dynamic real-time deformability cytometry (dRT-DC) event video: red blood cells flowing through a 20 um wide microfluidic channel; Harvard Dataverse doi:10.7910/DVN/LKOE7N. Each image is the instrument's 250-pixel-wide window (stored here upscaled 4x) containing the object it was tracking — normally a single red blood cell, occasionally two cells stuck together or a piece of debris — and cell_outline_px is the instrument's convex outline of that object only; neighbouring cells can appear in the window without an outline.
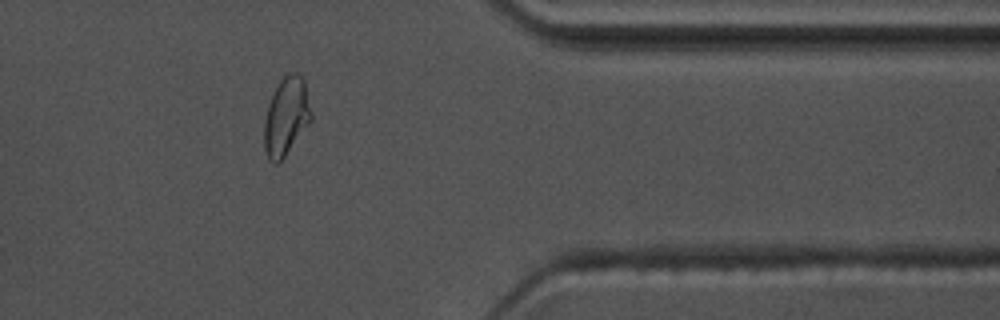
{"species": "common noctule bat (a hibernating species)", "species_latin": "Nyctalus noctula", "temperature_condition": "warm", "stored_images_in_passage": 37, "camera_frame_rate_fps": 3000, "um_per_image_px": 0.085, "animal": {"sex": "male", "body_mass_g": 17.5, "forearm_length_mm": 52.3}, "frame": {"image": 1, "passage_image": 32, "time_ms": 10.333, "image_size_px": [1000, 320], "cell_outline_px": [[312, 120], [284, 156], [276, 164], [268, 156], [264, 148], [264, 120], [268, 104], [280, 80], [284, 76], [292, 72], [296, 72], [304, 76], [312, 112]], "centroid_in_image_um": [24.35, 9.84], "position_along_channel_um": 387.0, "area_um2": 21.27}}